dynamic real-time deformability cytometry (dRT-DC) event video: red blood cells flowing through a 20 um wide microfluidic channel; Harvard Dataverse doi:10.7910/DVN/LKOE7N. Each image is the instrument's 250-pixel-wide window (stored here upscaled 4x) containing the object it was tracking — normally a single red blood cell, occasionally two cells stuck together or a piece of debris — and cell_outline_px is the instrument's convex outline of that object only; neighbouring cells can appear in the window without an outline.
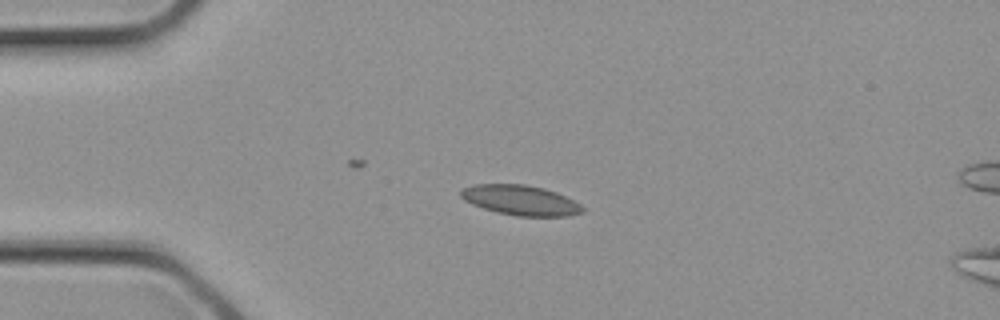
{"species": "common noctule bat (a hibernating species)", "species_latin": "Nyctalus noctula", "temperature_condition": "cold", "stored_images_in_passage": 2, "camera_frame_rate_fps": 3000, "um_per_image_px": 0.085, "animal": {"sex": "female", "body_mass_g": 21.9}, "frame": {"image": 1, "passage_image": 1, "time_ms": 0.0, "image_size_px": [1000, 320], "cell_outline_px": [[584, 212], [568, 216], [516, 216], [496, 212], [472, 204], [464, 200], [460, 196], [460, 192], [464, 188], [476, 184], [524, 184], [544, 188], [556, 192], [580, 204], [584, 208]], "centroid_in_image_um": [44.25, 17.02], "position_along_channel_um": 40.8, "area_um2": 21.21}}